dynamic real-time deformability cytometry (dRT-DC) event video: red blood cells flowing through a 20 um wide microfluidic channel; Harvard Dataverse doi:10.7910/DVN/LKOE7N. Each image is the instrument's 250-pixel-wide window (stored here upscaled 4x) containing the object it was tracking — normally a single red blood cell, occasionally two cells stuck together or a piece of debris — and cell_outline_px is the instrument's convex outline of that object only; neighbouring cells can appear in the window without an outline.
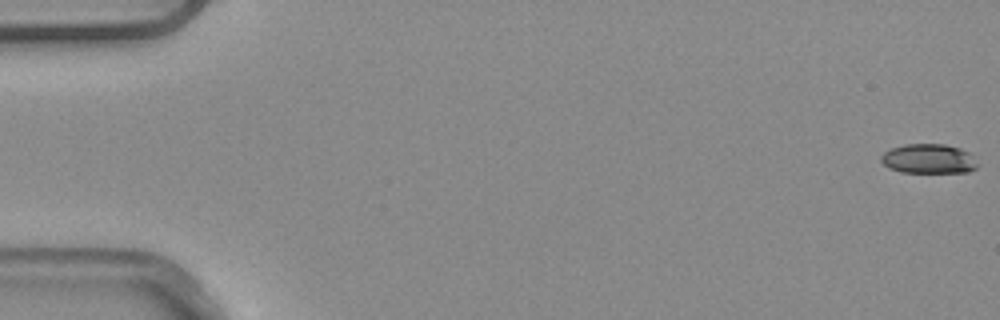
{"species": "common noctule bat (a hibernating species)", "species_latin": "Nyctalus noctula", "temperature_condition": "warm", "stored_images_in_passage": 4, "camera_frame_rate_fps": 3000, "um_per_image_px": 0.085, "animal": {"sex": "male", "body_mass_g": 20.4}, "frame": {"image": 1, "passage_image": 1, "time_ms": 0.0, "image_size_px": [1000, 320], "cell_outline_px": [[980, 164], [976, 168], [968, 172], [900, 172], [888, 168], [880, 160], [880, 156], [884, 152], [892, 148], [904, 144], [944, 144], [960, 148], [968, 152]], "centroid_in_image_um": [78.93, 13.5], "position_along_channel_um": 6.1, "area_um2": 16.7}}